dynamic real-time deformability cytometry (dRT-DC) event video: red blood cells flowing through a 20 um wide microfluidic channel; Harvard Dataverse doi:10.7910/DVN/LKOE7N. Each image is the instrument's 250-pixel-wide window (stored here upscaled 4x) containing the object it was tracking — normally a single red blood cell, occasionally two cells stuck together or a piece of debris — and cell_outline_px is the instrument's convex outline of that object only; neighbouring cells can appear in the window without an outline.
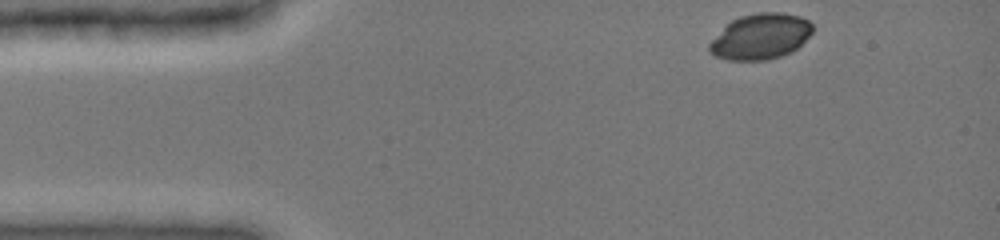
{"species": "common noctule bat (a hibernating species)", "species_latin": "Nyctalus noctula", "temperature_condition": "cold", "stored_images_in_passage": 4, "camera_frame_rate_fps": 3000, "um_per_image_px": 0.085, "animal": {"sex": "female", "body_mass_g": 19.0, "forearm_length_mm": 51.5}, "frame": {"image": 1, "passage_image": 1, "time_ms": 0.0, "image_size_px": [1000, 240], "cell_outline_px": [[812, 32], [792, 52], [768, 60], [728, 60], [716, 56], [708, 52], [708, 44], [732, 20], [740, 16], [756, 12], [780, 12], [800, 16], [808, 20], [812, 24]], "centroid_in_image_um": [64.64, 3.1], "position_along_channel_um": 20.4, "area_um2": 27.28}}